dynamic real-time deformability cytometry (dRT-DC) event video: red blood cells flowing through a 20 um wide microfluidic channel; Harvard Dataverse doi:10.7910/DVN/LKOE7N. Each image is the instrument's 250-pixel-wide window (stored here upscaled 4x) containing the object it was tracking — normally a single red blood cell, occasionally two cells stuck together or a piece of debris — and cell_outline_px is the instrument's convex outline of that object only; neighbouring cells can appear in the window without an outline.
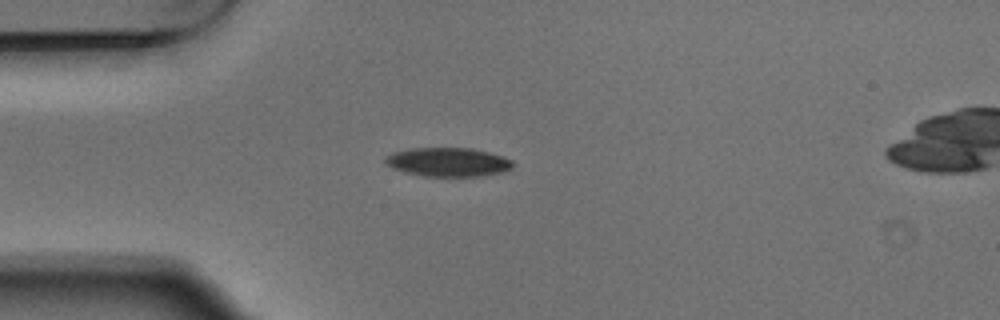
{"species": "Egyptian fruit bat (a non-hibernating species)", "species_latin": "Rousettus aegyptiacus", "temperature_condition": "warm", "stored_images_in_passage": 4, "camera_frame_rate_fps": 3000, "um_per_image_px": 0.085, "animal": {"sex": "male"}, "frame": {"image": 1, "passage_image": 1, "time_ms": 0.0, "image_size_px": [1000, 320], "cell_outline_px": [[512, 168], [504, 172], [480, 176], [424, 176], [404, 172], [392, 168], [384, 160], [384, 156], [392, 152], [408, 148], [472, 148], [488, 152], [512, 160]], "centroid_in_image_um": [38.05, 13.77], "position_along_channel_um": 47.0, "area_um2": 21.5}}
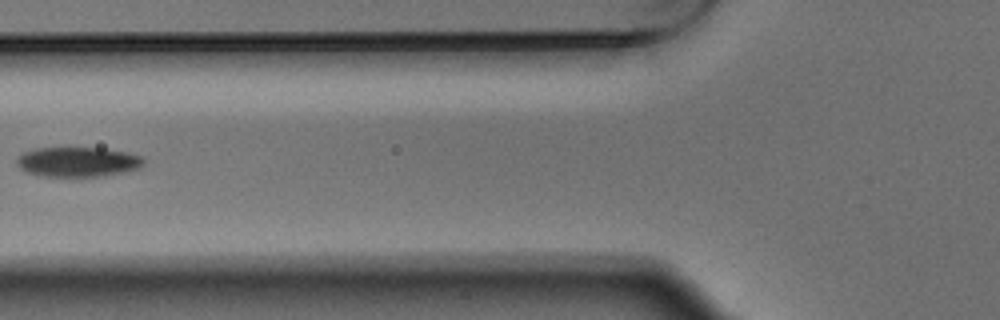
{"frame": {"image": 2, "passage_image": 3, "time_ms": 0.667, "image_size_px": [1000, 320], "cell_outline_px": [[144, 164], [140, 168], [124, 172], [104, 176], [44, 176], [24, 172], [16, 164], [16, 160], [24, 152], [36, 148], [104, 148], [128, 152], [140, 156], [144, 160]], "centroid_in_image_um": [6.62, 13.76], "position_along_channel_um": 119.2, "area_um2": 22.08}}
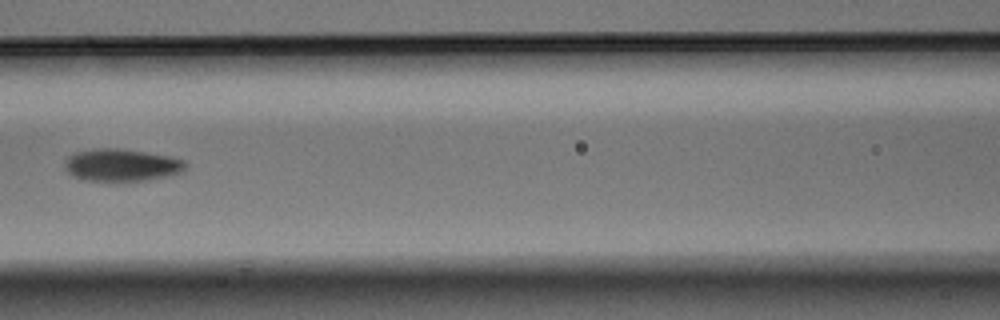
{"frame": {"image": 3, "passage_image": 4, "time_ms": 1.0, "image_size_px": [1000, 320], "cell_outline_px": [[188, 164], [180, 172], [164, 176], [144, 180], [84, 180], [72, 176], [64, 168], [64, 160], [68, 156], [76, 152], [96, 148], [120, 148], [168, 156], [184, 160]], "centroid_in_image_um": [10.27, 14.01], "position_along_channel_um": 156.3, "area_um2": 22.48}}